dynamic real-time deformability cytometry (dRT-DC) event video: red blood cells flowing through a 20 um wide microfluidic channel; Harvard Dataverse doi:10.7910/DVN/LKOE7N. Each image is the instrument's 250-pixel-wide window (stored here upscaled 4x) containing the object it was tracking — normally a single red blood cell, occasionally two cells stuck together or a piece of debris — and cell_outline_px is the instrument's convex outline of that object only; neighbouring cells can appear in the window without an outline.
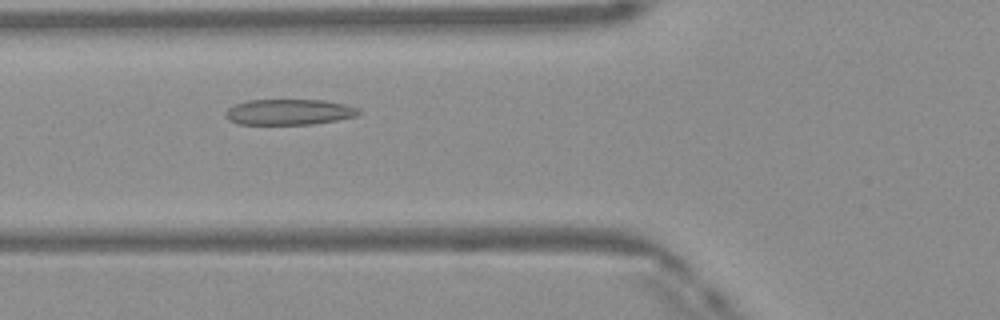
{"species": "Egyptian fruit bat (a non-hibernating species)", "species_latin": "Rousettus aegyptiacus", "temperature_condition": "warm", "stored_images_in_passage": 42, "camera_frame_rate_fps": 3000, "um_per_image_px": 0.085, "frame": {"image": 1, "passage_image": 11, "time_ms": 3.333, "image_size_px": [1000, 320], "cell_outline_px": [[360, 112], [356, 116], [336, 120], [312, 124], [240, 124], [228, 120], [224, 116], [224, 112], [228, 108], [236, 104], [248, 100], [324, 100], [344, 104], [360, 108]], "centroid_in_image_um": [24.55, 9.52], "position_along_channel_um": 101.3, "area_um2": 19.94}}
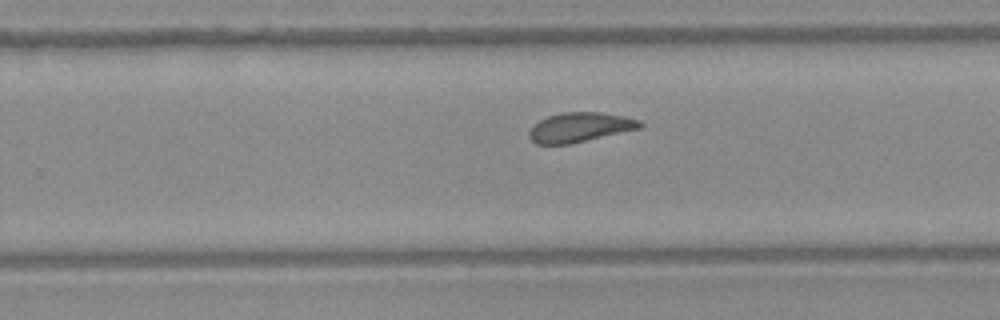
{"frame": {"image": 2, "passage_image": 24, "time_ms": 7.667, "image_size_px": [1000, 320], "cell_outline_px": [[644, 124], [640, 128], [568, 144], [536, 144], [528, 136], [528, 132], [532, 124], [548, 116], [564, 112], [600, 112], [624, 116], [640, 120]], "centroid_in_image_um": [49.26, 10.81], "position_along_channel_um": 280.5, "area_um2": 18.96}}
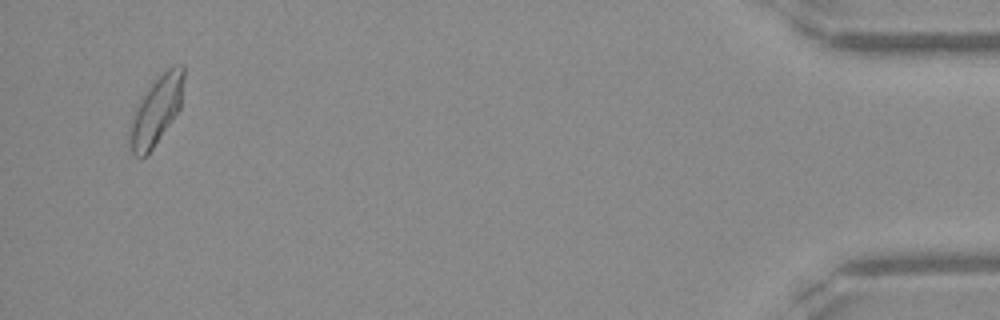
{"frame": {"image": 3, "passage_image": 40, "time_ms": 13.0, "image_size_px": [1000, 320], "cell_outline_px": [[184, 76], [180, 108], [152, 148], [140, 160], [132, 152], [128, 144], [128, 124], [136, 104], [148, 88], [172, 64], [184, 64]], "centroid_in_image_um": [13.23, 9.4], "position_along_channel_um": 422.0, "area_um2": 21.56}, "authors_computed_cell_mechanics": {"area_um2": 19.7965, "velocity_mm_per_s": 4.134, "shape_relaxation_time_tau1_ms": 9.9991, "shape_relaxation_time_tau2_ms": 1.843, "deformation_change_tau1": 0.2081, "deformation_change_tau2": 0.0937}}